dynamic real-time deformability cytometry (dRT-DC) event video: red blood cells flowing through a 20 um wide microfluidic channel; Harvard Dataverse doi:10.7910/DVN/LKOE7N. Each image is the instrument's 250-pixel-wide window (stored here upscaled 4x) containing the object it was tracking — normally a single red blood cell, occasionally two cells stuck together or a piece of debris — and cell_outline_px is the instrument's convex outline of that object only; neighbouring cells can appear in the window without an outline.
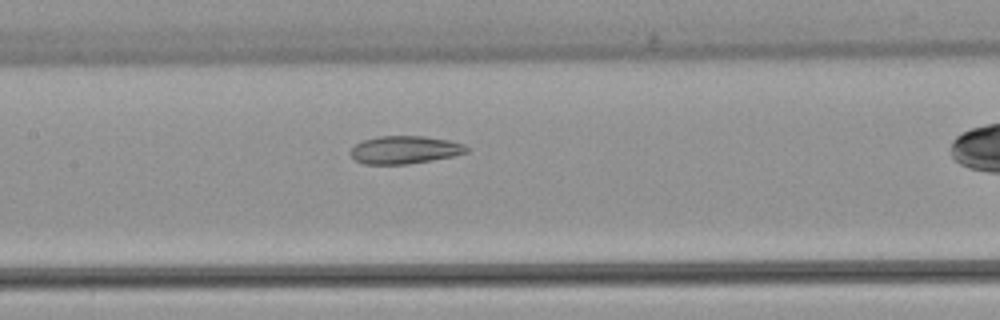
{"species": "common noctule bat (a hibernating species)", "species_latin": "Nyctalus noctula", "temperature_condition": "warm", "stored_images_in_passage": 6, "camera_frame_rate_fps": 3000, "um_per_image_px": 0.085, "animal": {"sex": "female", "body_mass_g": 22.7, "forearm_length_mm": 54.2}, "frame": {"image": 1, "passage_image": 5, "time_ms": 6.333, "image_size_px": [1000, 320], "cell_outline_px": [[468, 152], [452, 156], [432, 160], [408, 164], [364, 164], [356, 160], [348, 152], [356, 144], [364, 140], [376, 136], [424, 136], [448, 140], [464, 144], [468, 148]], "centroid_in_image_um": [34.39, 12.73], "position_along_channel_um": 173.0, "area_um2": 18.79}}